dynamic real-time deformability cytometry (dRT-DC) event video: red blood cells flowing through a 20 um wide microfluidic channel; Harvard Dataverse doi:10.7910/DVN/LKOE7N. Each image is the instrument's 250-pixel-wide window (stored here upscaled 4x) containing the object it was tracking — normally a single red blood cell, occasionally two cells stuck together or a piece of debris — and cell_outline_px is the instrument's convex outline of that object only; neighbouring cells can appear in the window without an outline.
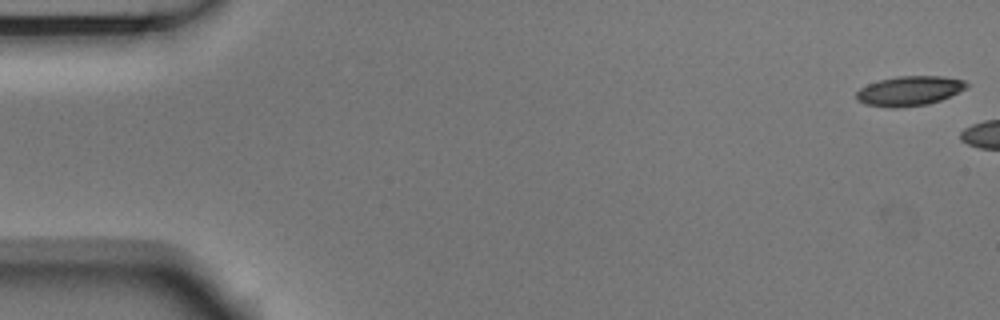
{"species": "Egyptian fruit bat (a non-hibernating species)", "species_latin": "Rousettus aegyptiacus", "temperature_condition": "room temperature", "stored_images_in_passage": 5, "camera_frame_rate_fps": 3000, "um_per_image_px": 0.085, "animal": {"sex": "male"}, "frame": {"image": 1, "passage_image": 1, "time_ms": 0.0, "image_size_px": [1000, 320], "cell_outline_px": [[968, 88], [940, 100], [928, 104], [896, 108], [888, 108], [864, 104], [856, 100], [856, 92], [860, 88], [868, 84], [880, 80], [896, 76], [944, 76], [964, 80], [968, 84]], "centroid_in_image_um": [77.28, 7.73], "position_along_channel_um": 7.7, "area_um2": 19.19}}